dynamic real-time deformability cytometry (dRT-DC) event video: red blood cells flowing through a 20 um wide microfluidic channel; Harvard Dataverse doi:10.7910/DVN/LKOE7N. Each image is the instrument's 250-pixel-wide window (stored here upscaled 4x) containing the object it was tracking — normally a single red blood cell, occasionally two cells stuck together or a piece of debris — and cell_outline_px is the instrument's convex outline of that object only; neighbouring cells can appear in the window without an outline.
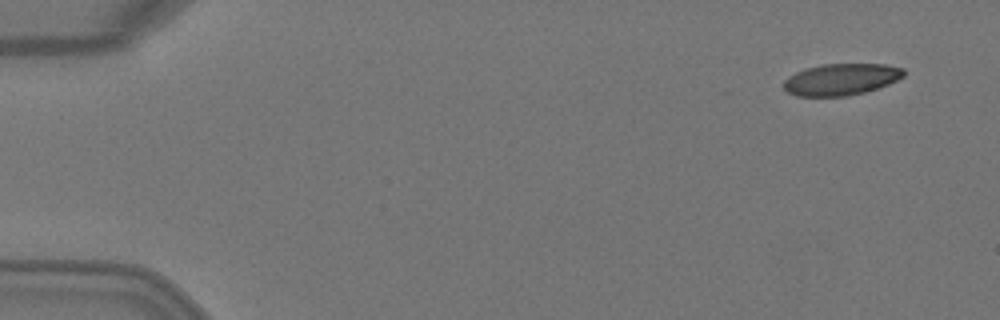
{"species": "Egyptian fruit bat (a non-hibernating species)", "species_latin": "Rousettus aegyptiacus", "temperature_condition": "warm", "stored_images_in_passage": 4, "camera_frame_rate_fps": 3000, "um_per_image_px": 0.085, "animal": {"sex": "female"}, "frame": {"image": 1, "passage_image": 1, "time_ms": 0.0, "image_size_px": [1000, 320], "cell_outline_px": [[904, 76], [888, 84], [864, 92], [848, 96], [796, 96], [788, 92], [784, 88], [784, 80], [788, 76], [804, 68], [824, 64], [884, 64], [904, 68]], "centroid_in_image_um": [71.48, 6.74], "position_along_channel_um": 13.5, "area_um2": 22.08}}